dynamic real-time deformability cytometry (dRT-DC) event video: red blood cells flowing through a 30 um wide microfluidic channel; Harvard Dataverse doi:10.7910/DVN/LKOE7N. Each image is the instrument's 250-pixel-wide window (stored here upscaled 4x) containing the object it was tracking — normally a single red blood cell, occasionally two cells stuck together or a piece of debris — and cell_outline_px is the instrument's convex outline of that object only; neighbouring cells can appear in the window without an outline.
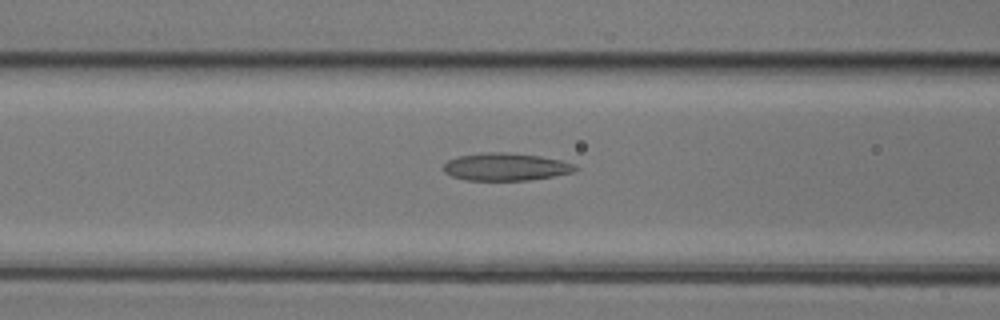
{"species": "common noctule bat (a hibernating species)", "species_latin": "Nyctalus noctula", "temperature_condition": "room temperature", "stored_images_in_passage": 38, "segment_of_instrument_passage": [1, 2], "camera_frame_rate_fps": 3000, "um_per_image_px": 0.085, "animal": {"sex": "female", "body_mass_g": 17.0, "forearm_length_mm": 48.0}, "frame": {"image": 1, "passage_image": 11, "time_ms": 3.333, "image_size_px": [1000, 320], "cell_outline_px": [[580, 168], [572, 172], [552, 176], [528, 180], [464, 180], [452, 176], [444, 172], [444, 164], [448, 160], [460, 156], [480, 152], [508, 152], [540, 156], [560, 160], [576, 164]], "centroid_in_image_um": [42.99, 14.17], "position_along_channel_um": 123.6, "area_um2": 21.21}}
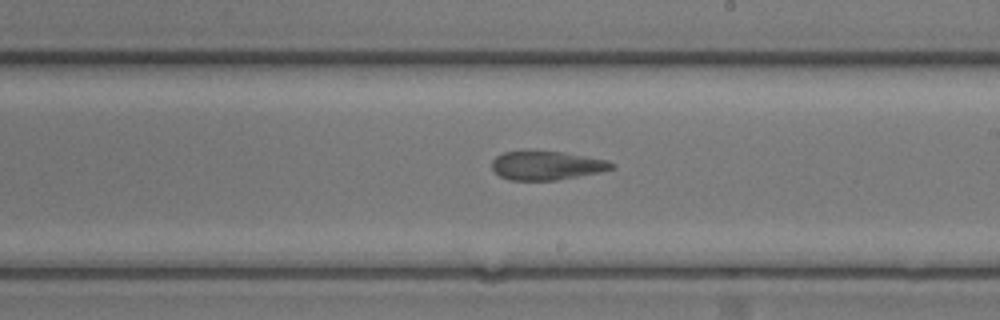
{"frame": {"image": 2, "passage_image": 19, "time_ms": 6.0, "image_size_px": [1000, 320], "cell_outline_px": [[616, 168], [600, 172], [556, 180], [508, 180], [500, 176], [492, 168], [492, 160], [496, 156], [504, 152], [524, 148], [564, 152], [608, 160], [616, 164]], "centroid_in_image_um": [46.45, 14.02], "position_along_channel_um": 242.6, "area_um2": 20.81}}
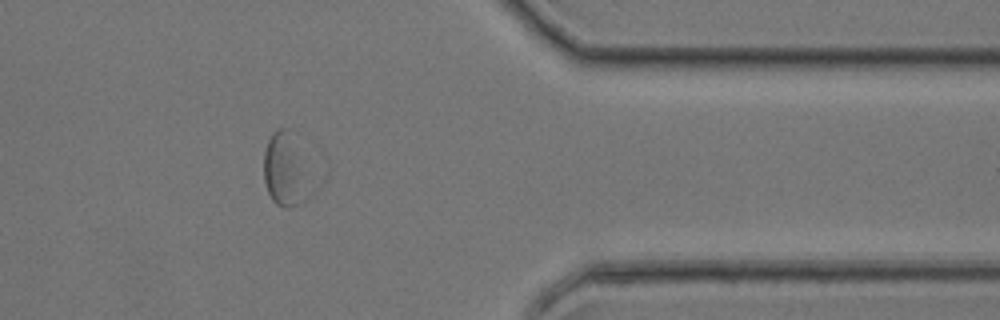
{"frame": {"image": 3, "passage_image": 30, "time_ms": 9.667, "image_size_px": [1000, 320], "cell_outline_px": [[300, 200], [296, 204], [288, 208], [284, 208], [276, 204], [272, 200], [268, 192], [264, 180], [264, 152], [268, 140], [272, 132], [276, 128], [288, 128], [300, 196]], "centroid_in_image_um": [23.88, 14.42], "position_along_channel_um": 387.5, "area_um2": 15.49}}